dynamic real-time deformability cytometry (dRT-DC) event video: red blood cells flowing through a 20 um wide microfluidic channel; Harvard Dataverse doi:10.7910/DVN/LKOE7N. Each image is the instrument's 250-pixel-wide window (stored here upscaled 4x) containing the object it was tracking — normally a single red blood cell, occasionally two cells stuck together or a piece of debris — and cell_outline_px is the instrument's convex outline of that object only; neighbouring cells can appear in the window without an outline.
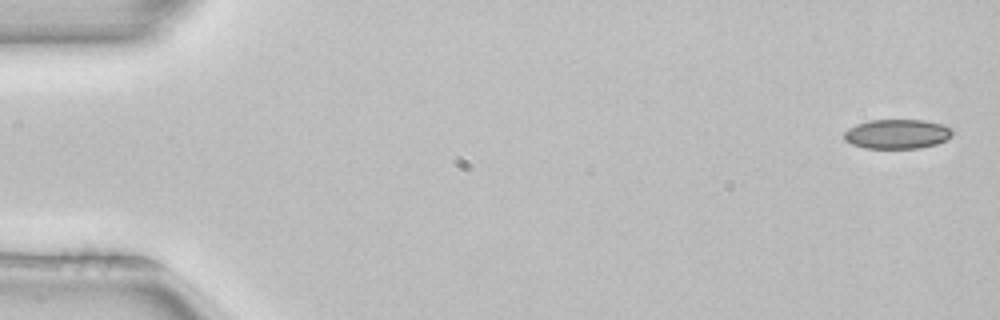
{"species": "common noctule bat (a hibernating species)", "species_latin": "Nyctalus noctula", "temperature_condition": "room temperature", "stored_images_in_passage": 5, "camera_frame_rate_fps": 3000, "um_per_image_px": 0.085, "animal": {"sex": "female", "body_mass_g": 22.7, "forearm_length_mm": 54.2}, "frame": {"image": 1, "passage_image": 1, "time_ms": 0.0, "image_size_px": [1000, 320], "cell_outline_px": [[956, 132], [948, 140], [936, 144], [920, 148], [864, 148], [852, 144], [844, 140], [844, 132], [848, 128], [856, 124], [868, 120], [924, 120], [944, 124], [952, 128]], "centroid_in_image_um": [76.3, 11.38], "position_along_channel_um": 8.7, "area_um2": 18.96}}
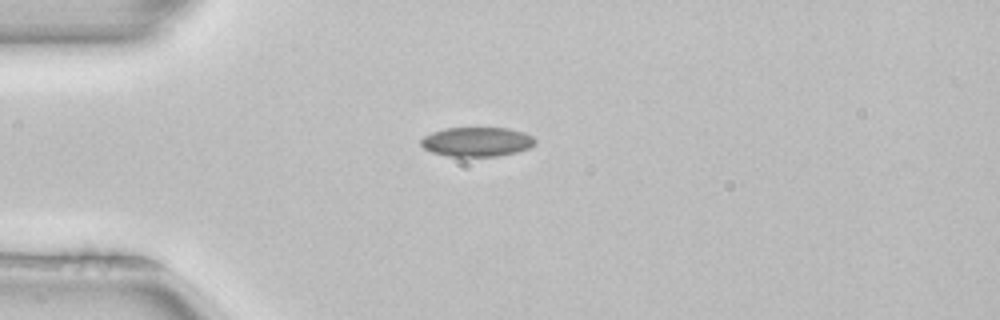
{"frame": {"image": 2, "passage_image": 4, "time_ms": 1.0, "image_size_px": [1000, 320], "cell_outline_px": [[536, 144], [528, 148], [516, 152], [496, 156], [448, 156], [432, 152], [424, 148], [420, 144], [420, 140], [424, 136], [432, 132], [444, 128], [508, 128], [524, 132], [532, 136], [536, 140]], "centroid_in_image_um": [40.53, 12.04], "position_along_channel_um": 44.5, "area_um2": 19.54}}
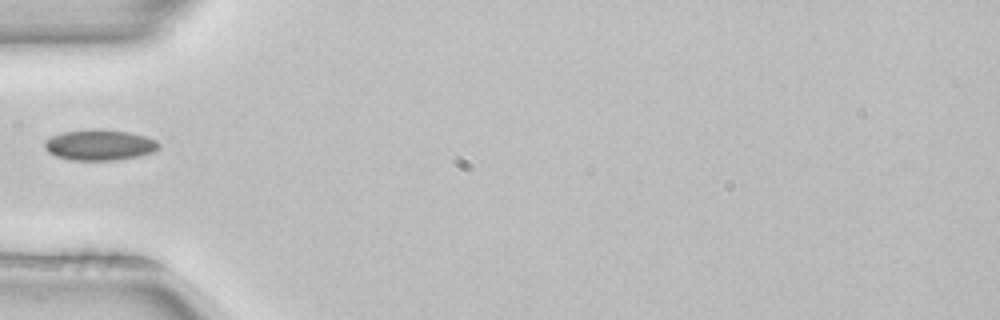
{"frame": {"image": 3, "passage_image": 5, "time_ms": 1.333, "image_size_px": [1000, 320], "cell_outline_px": [[160, 148], [152, 152], [136, 156], [112, 160], [72, 160], [56, 156], [48, 152], [44, 148], [44, 140], [52, 136], [64, 132], [128, 132], [144, 136], [156, 140], [160, 144]], "centroid_in_image_um": [8.45, 12.37], "position_along_channel_um": 76.5, "area_um2": 19.42}}